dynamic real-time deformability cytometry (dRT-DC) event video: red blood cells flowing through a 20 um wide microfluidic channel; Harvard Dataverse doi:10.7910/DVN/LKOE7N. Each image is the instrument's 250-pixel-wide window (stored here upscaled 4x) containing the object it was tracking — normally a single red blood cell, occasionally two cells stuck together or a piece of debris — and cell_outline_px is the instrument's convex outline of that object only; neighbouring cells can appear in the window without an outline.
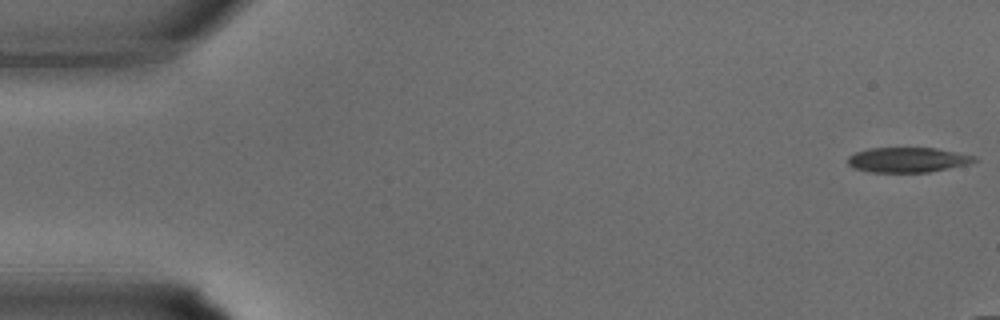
{"species": "common noctule bat (a hibernating species)", "species_latin": "Nyctalus noctula", "temperature_condition": "warm", "stored_images_in_passage": 9, "camera_frame_rate_fps": 3000, "um_per_image_px": 0.085, "animal": {"sex": "male", "body_mass_g": 15.6}, "frame": {"image": 1, "passage_image": 1, "time_ms": 0.0, "image_size_px": [1000, 320], "cell_outline_px": [[980, 160], [968, 164], [928, 172], [868, 172], [852, 168], [848, 164], [848, 156], [856, 152], [868, 148], [936, 148], [976, 156]], "centroid_in_image_um": [77.14, 13.59], "position_along_channel_um": 7.9, "area_um2": 18.5}}